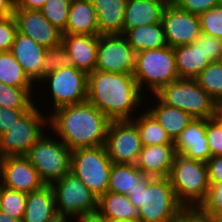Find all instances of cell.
Listing matches in <instances>:
<instances>
[{
	"instance_id": "obj_11",
	"label": "cell",
	"mask_w": 222,
	"mask_h": 222,
	"mask_svg": "<svg viewBox=\"0 0 222 222\" xmlns=\"http://www.w3.org/2000/svg\"><path fill=\"white\" fill-rule=\"evenodd\" d=\"M49 83L52 94V111L66 105L87 101L88 73L73 67L60 68L46 74L41 82Z\"/></svg>"
},
{
	"instance_id": "obj_24",
	"label": "cell",
	"mask_w": 222,
	"mask_h": 222,
	"mask_svg": "<svg viewBox=\"0 0 222 222\" xmlns=\"http://www.w3.org/2000/svg\"><path fill=\"white\" fill-rule=\"evenodd\" d=\"M62 34L99 35L98 18L91 0H72Z\"/></svg>"
},
{
	"instance_id": "obj_1",
	"label": "cell",
	"mask_w": 222,
	"mask_h": 222,
	"mask_svg": "<svg viewBox=\"0 0 222 222\" xmlns=\"http://www.w3.org/2000/svg\"><path fill=\"white\" fill-rule=\"evenodd\" d=\"M111 120L88 100L57 108L48 115V128L72 151L103 146Z\"/></svg>"
},
{
	"instance_id": "obj_27",
	"label": "cell",
	"mask_w": 222,
	"mask_h": 222,
	"mask_svg": "<svg viewBox=\"0 0 222 222\" xmlns=\"http://www.w3.org/2000/svg\"><path fill=\"white\" fill-rule=\"evenodd\" d=\"M123 35L135 53L166 46L162 22L124 29Z\"/></svg>"
},
{
	"instance_id": "obj_50",
	"label": "cell",
	"mask_w": 222,
	"mask_h": 222,
	"mask_svg": "<svg viewBox=\"0 0 222 222\" xmlns=\"http://www.w3.org/2000/svg\"><path fill=\"white\" fill-rule=\"evenodd\" d=\"M209 222H222V214L207 215Z\"/></svg>"
},
{
	"instance_id": "obj_46",
	"label": "cell",
	"mask_w": 222,
	"mask_h": 222,
	"mask_svg": "<svg viewBox=\"0 0 222 222\" xmlns=\"http://www.w3.org/2000/svg\"><path fill=\"white\" fill-rule=\"evenodd\" d=\"M47 0H15V9L40 10Z\"/></svg>"
},
{
	"instance_id": "obj_29",
	"label": "cell",
	"mask_w": 222,
	"mask_h": 222,
	"mask_svg": "<svg viewBox=\"0 0 222 222\" xmlns=\"http://www.w3.org/2000/svg\"><path fill=\"white\" fill-rule=\"evenodd\" d=\"M144 176L136 164L112 163L107 191L128 195Z\"/></svg>"
},
{
	"instance_id": "obj_17",
	"label": "cell",
	"mask_w": 222,
	"mask_h": 222,
	"mask_svg": "<svg viewBox=\"0 0 222 222\" xmlns=\"http://www.w3.org/2000/svg\"><path fill=\"white\" fill-rule=\"evenodd\" d=\"M176 153L188 159L207 162L211 157L206 135V119L193 118L174 141Z\"/></svg>"
},
{
	"instance_id": "obj_41",
	"label": "cell",
	"mask_w": 222,
	"mask_h": 222,
	"mask_svg": "<svg viewBox=\"0 0 222 222\" xmlns=\"http://www.w3.org/2000/svg\"><path fill=\"white\" fill-rule=\"evenodd\" d=\"M178 8L190 12L192 14L200 15L218 6L222 3V0H170Z\"/></svg>"
},
{
	"instance_id": "obj_36",
	"label": "cell",
	"mask_w": 222,
	"mask_h": 222,
	"mask_svg": "<svg viewBox=\"0 0 222 222\" xmlns=\"http://www.w3.org/2000/svg\"><path fill=\"white\" fill-rule=\"evenodd\" d=\"M72 0H47L40 9L43 16L62 33L65 31Z\"/></svg>"
},
{
	"instance_id": "obj_7",
	"label": "cell",
	"mask_w": 222,
	"mask_h": 222,
	"mask_svg": "<svg viewBox=\"0 0 222 222\" xmlns=\"http://www.w3.org/2000/svg\"><path fill=\"white\" fill-rule=\"evenodd\" d=\"M56 136L43 135L24 155L45 185H51L71 171L72 151Z\"/></svg>"
},
{
	"instance_id": "obj_4",
	"label": "cell",
	"mask_w": 222,
	"mask_h": 222,
	"mask_svg": "<svg viewBox=\"0 0 222 222\" xmlns=\"http://www.w3.org/2000/svg\"><path fill=\"white\" fill-rule=\"evenodd\" d=\"M169 179L176 199L184 208H198L210 186L206 162L179 154L175 157Z\"/></svg>"
},
{
	"instance_id": "obj_5",
	"label": "cell",
	"mask_w": 222,
	"mask_h": 222,
	"mask_svg": "<svg viewBox=\"0 0 222 222\" xmlns=\"http://www.w3.org/2000/svg\"><path fill=\"white\" fill-rule=\"evenodd\" d=\"M133 76L141 91L147 87L153 95L163 86L179 79L174 48L166 45L135 53Z\"/></svg>"
},
{
	"instance_id": "obj_48",
	"label": "cell",
	"mask_w": 222,
	"mask_h": 222,
	"mask_svg": "<svg viewBox=\"0 0 222 222\" xmlns=\"http://www.w3.org/2000/svg\"><path fill=\"white\" fill-rule=\"evenodd\" d=\"M15 0H0V16L14 15Z\"/></svg>"
},
{
	"instance_id": "obj_32",
	"label": "cell",
	"mask_w": 222,
	"mask_h": 222,
	"mask_svg": "<svg viewBox=\"0 0 222 222\" xmlns=\"http://www.w3.org/2000/svg\"><path fill=\"white\" fill-rule=\"evenodd\" d=\"M196 80L220 107L222 105V62H210Z\"/></svg>"
},
{
	"instance_id": "obj_43",
	"label": "cell",
	"mask_w": 222,
	"mask_h": 222,
	"mask_svg": "<svg viewBox=\"0 0 222 222\" xmlns=\"http://www.w3.org/2000/svg\"><path fill=\"white\" fill-rule=\"evenodd\" d=\"M29 109H11L0 107V135L10 127Z\"/></svg>"
},
{
	"instance_id": "obj_26",
	"label": "cell",
	"mask_w": 222,
	"mask_h": 222,
	"mask_svg": "<svg viewBox=\"0 0 222 222\" xmlns=\"http://www.w3.org/2000/svg\"><path fill=\"white\" fill-rule=\"evenodd\" d=\"M146 110L156 119L173 142L193 119L187 112L169 107L158 98L156 104Z\"/></svg>"
},
{
	"instance_id": "obj_22",
	"label": "cell",
	"mask_w": 222,
	"mask_h": 222,
	"mask_svg": "<svg viewBox=\"0 0 222 222\" xmlns=\"http://www.w3.org/2000/svg\"><path fill=\"white\" fill-rule=\"evenodd\" d=\"M58 219L51 185H44L41 189L27 193L22 222H56Z\"/></svg>"
},
{
	"instance_id": "obj_42",
	"label": "cell",
	"mask_w": 222,
	"mask_h": 222,
	"mask_svg": "<svg viewBox=\"0 0 222 222\" xmlns=\"http://www.w3.org/2000/svg\"><path fill=\"white\" fill-rule=\"evenodd\" d=\"M202 52L210 62L221 61L222 39L202 33Z\"/></svg>"
},
{
	"instance_id": "obj_47",
	"label": "cell",
	"mask_w": 222,
	"mask_h": 222,
	"mask_svg": "<svg viewBox=\"0 0 222 222\" xmlns=\"http://www.w3.org/2000/svg\"><path fill=\"white\" fill-rule=\"evenodd\" d=\"M77 218L78 222H110V219L103 216L98 210L83 214Z\"/></svg>"
},
{
	"instance_id": "obj_21",
	"label": "cell",
	"mask_w": 222,
	"mask_h": 222,
	"mask_svg": "<svg viewBox=\"0 0 222 222\" xmlns=\"http://www.w3.org/2000/svg\"><path fill=\"white\" fill-rule=\"evenodd\" d=\"M169 1L128 0L124 13V29L160 23L163 11Z\"/></svg>"
},
{
	"instance_id": "obj_25",
	"label": "cell",
	"mask_w": 222,
	"mask_h": 222,
	"mask_svg": "<svg viewBox=\"0 0 222 222\" xmlns=\"http://www.w3.org/2000/svg\"><path fill=\"white\" fill-rule=\"evenodd\" d=\"M98 18L99 35L123 34L128 0H91Z\"/></svg>"
},
{
	"instance_id": "obj_14",
	"label": "cell",
	"mask_w": 222,
	"mask_h": 222,
	"mask_svg": "<svg viewBox=\"0 0 222 222\" xmlns=\"http://www.w3.org/2000/svg\"><path fill=\"white\" fill-rule=\"evenodd\" d=\"M166 44L172 48L195 42L201 35L199 15L178 8L169 1L162 15Z\"/></svg>"
},
{
	"instance_id": "obj_30",
	"label": "cell",
	"mask_w": 222,
	"mask_h": 222,
	"mask_svg": "<svg viewBox=\"0 0 222 222\" xmlns=\"http://www.w3.org/2000/svg\"><path fill=\"white\" fill-rule=\"evenodd\" d=\"M0 81L18 88H33L34 85L11 51L0 52Z\"/></svg>"
},
{
	"instance_id": "obj_49",
	"label": "cell",
	"mask_w": 222,
	"mask_h": 222,
	"mask_svg": "<svg viewBox=\"0 0 222 222\" xmlns=\"http://www.w3.org/2000/svg\"><path fill=\"white\" fill-rule=\"evenodd\" d=\"M0 222H22L20 219H15L5 212L0 210Z\"/></svg>"
},
{
	"instance_id": "obj_20",
	"label": "cell",
	"mask_w": 222,
	"mask_h": 222,
	"mask_svg": "<svg viewBox=\"0 0 222 222\" xmlns=\"http://www.w3.org/2000/svg\"><path fill=\"white\" fill-rule=\"evenodd\" d=\"M99 35L62 34L61 43L67 49L74 67L93 72L97 63Z\"/></svg>"
},
{
	"instance_id": "obj_34",
	"label": "cell",
	"mask_w": 222,
	"mask_h": 222,
	"mask_svg": "<svg viewBox=\"0 0 222 222\" xmlns=\"http://www.w3.org/2000/svg\"><path fill=\"white\" fill-rule=\"evenodd\" d=\"M27 193L0 186V210L15 219H23Z\"/></svg>"
},
{
	"instance_id": "obj_51",
	"label": "cell",
	"mask_w": 222,
	"mask_h": 222,
	"mask_svg": "<svg viewBox=\"0 0 222 222\" xmlns=\"http://www.w3.org/2000/svg\"><path fill=\"white\" fill-rule=\"evenodd\" d=\"M110 222H140L139 220L110 219Z\"/></svg>"
},
{
	"instance_id": "obj_15",
	"label": "cell",
	"mask_w": 222,
	"mask_h": 222,
	"mask_svg": "<svg viewBox=\"0 0 222 222\" xmlns=\"http://www.w3.org/2000/svg\"><path fill=\"white\" fill-rule=\"evenodd\" d=\"M0 179L2 186L24 193L36 191L45 185L24 155L1 158Z\"/></svg>"
},
{
	"instance_id": "obj_9",
	"label": "cell",
	"mask_w": 222,
	"mask_h": 222,
	"mask_svg": "<svg viewBox=\"0 0 222 222\" xmlns=\"http://www.w3.org/2000/svg\"><path fill=\"white\" fill-rule=\"evenodd\" d=\"M51 186L59 218L76 217L77 219L83 214L97 211V196L72 171L52 183Z\"/></svg>"
},
{
	"instance_id": "obj_28",
	"label": "cell",
	"mask_w": 222,
	"mask_h": 222,
	"mask_svg": "<svg viewBox=\"0 0 222 222\" xmlns=\"http://www.w3.org/2000/svg\"><path fill=\"white\" fill-rule=\"evenodd\" d=\"M97 210L108 219L138 220V210L127 195L106 192L98 198Z\"/></svg>"
},
{
	"instance_id": "obj_18",
	"label": "cell",
	"mask_w": 222,
	"mask_h": 222,
	"mask_svg": "<svg viewBox=\"0 0 222 222\" xmlns=\"http://www.w3.org/2000/svg\"><path fill=\"white\" fill-rule=\"evenodd\" d=\"M174 143L142 146L136 166L150 177H169L176 157Z\"/></svg>"
},
{
	"instance_id": "obj_2",
	"label": "cell",
	"mask_w": 222,
	"mask_h": 222,
	"mask_svg": "<svg viewBox=\"0 0 222 222\" xmlns=\"http://www.w3.org/2000/svg\"><path fill=\"white\" fill-rule=\"evenodd\" d=\"M143 94L133 74L88 73L87 100L111 121L132 120L135 108L144 101Z\"/></svg>"
},
{
	"instance_id": "obj_16",
	"label": "cell",
	"mask_w": 222,
	"mask_h": 222,
	"mask_svg": "<svg viewBox=\"0 0 222 222\" xmlns=\"http://www.w3.org/2000/svg\"><path fill=\"white\" fill-rule=\"evenodd\" d=\"M17 31L32 38L46 49L58 46L62 32L53 26L40 10L14 9Z\"/></svg>"
},
{
	"instance_id": "obj_6",
	"label": "cell",
	"mask_w": 222,
	"mask_h": 222,
	"mask_svg": "<svg viewBox=\"0 0 222 222\" xmlns=\"http://www.w3.org/2000/svg\"><path fill=\"white\" fill-rule=\"evenodd\" d=\"M153 96L163 104L181 109L196 119H210L219 109L218 104L205 92L196 79L179 78L163 86Z\"/></svg>"
},
{
	"instance_id": "obj_23",
	"label": "cell",
	"mask_w": 222,
	"mask_h": 222,
	"mask_svg": "<svg viewBox=\"0 0 222 222\" xmlns=\"http://www.w3.org/2000/svg\"><path fill=\"white\" fill-rule=\"evenodd\" d=\"M179 78L196 79L210 63L202 52V33L195 42L174 48Z\"/></svg>"
},
{
	"instance_id": "obj_45",
	"label": "cell",
	"mask_w": 222,
	"mask_h": 222,
	"mask_svg": "<svg viewBox=\"0 0 222 222\" xmlns=\"http://www.w3.org/2000/svg\"><path fill=\"white\" fill-rule=\"evenodd\" d=\"M175 222H209V219L198 208H184Z\"/></svg>"
},
{
	"instance_id": "obj_12",
	"label": "cell",
	"mask_w": 222,
	"mask_h": 222,
	"mask_svg": "<svg viewBox=\"0 0 222 222\" xmlns=\"http://www.w3.org/2000/svg\"><path fill=\"white\" fill-rule=\"evenodd\" d=\"M105 147L112 163L136 164L142 149L137 126L131 120L111 121Z\"/></svg>"
},
{
	"instance_id": "obj_10",
	"label": "cell",
	"mask_w": 222,
	"mask_h": 222,
	"mask_svg": "<svg viewBox=\"0 0 222 222\" xmlns=\"http://www.w3.org/2000/svg\"><path fill=\"white\" fill-rule=\"evenodd\" d=\"M34 105L8 131L0 135V159L22 156L37 142L48 127V116ZM44 128V130L42 129Z\"/></svg>"
},
{
	"instance_id": "obj_3",
	"label": "cell",
	"mask_w": 222,
	"mask_h": 222,
	"mask_svg": "<svg viewBox=\"0 0 222 222\" xmlns=\"http://www.w3.org/2000/svg\"><path fill=\"white\" fill-rule=\"evenodd\" d=\"M140 222H175L184 207L178 202L169 177L145 175L127 195Z\"/></svg>"
},
{
	"instance_id": "obj_33",
	"label": "cell",
	"mask_w": 222,
	"mask_h": 222,
	"mask_svg": "<svg viewBox=\"0 0 222 222\" xmlns=\"http://www.w3.org/2000/svg\"><path fill=\"white\" fill-rule=\"evenodd\" d=\"M32 91V88L13 87L0 81V107L30 109L35 105Z\"/></svg>"
},
{
	"instance_id": "obj_38",
	"label": "cell",
	"mask_w": 222,
	"mask_h": 222,
	"mask_svg": "<svg viewBox=\"0 0 222 222\" xmlns=\"http://www.w3.org/2000/svg\"><path fill=\"white\" fill-rule=\"evenodd\" d=\"M201 33L222 39V3L199 15Z\"/></svg>"
},
{
	"instance_id": "obj_31",
	"label": "cell",
	"mask_w": 222,
	"mask_h": 222,
	"mask_svg": "<svg viewBox=\"0 0 222 222\" xmlns=\"http://www.w3.org/2000/svg\"><path fill=\"white\" fill-rule=\"evenodd\" d=\"M142 113L131 120L138 128L142 146L174 143L148 111Z\"/></svg>"
},
{
	"instance_id": "obj_13",
	"label": "cell",
	"mask_w": 222,
	"mask_h": 222,
	"mask_svg": "<svg viewBox=\"0 0 222 222\" xmlns=\"http://www.w3.org/2000/svg\"><path fill=\"white\" fill-rule=\"evenodd\" d=\"M95 70L133 74L135 52L123 34L99 35Z\"/></svg>"
},
{
	"instance_id": "obj_35",
	"label": "cell",
	"mask_w": 222,
	"mask_h": 222,
	"mask_svg": "<svg viewBox=\"0 0 222 222\" xmlns=\"http://www.w3.org/2000/svg\"><path fill=\"white\" fill-rule=\"evenodd\" d=\"M73 66V60L62 43L58 46L48 48L44 54L41 67V80L50 72L59 70L60 68H70Z\"/></svg>"
},
{
	"instance_id": "obj_37",
	"label": "cell",
	"mask_w": 222,
	"mask_h": 222,
	"mask_svg": "<svg viewBox=\"0 0 222 222\" xmlns=\"http://www.w3.org/2000/svg\"><path fill=\"white\" fill-rule=\"evenodd\" d=\"M206 135L211 157L222 155V110L220 108L212 118L206 119Z\"/></svg>"
},
{
	"instance_id": "obj_52",
	"label": "cell",
	"mask_w": 222,
	"mask_h": 222,
	"mask_svg": "<svg viewBox=\"0 0 222 222\" xmlns=\"http://www.w3.org/2000/svg\"><path fill=\"white\" fill-rule=\"evenodd\" d=\"M70 219H63V218H60L58 219L56 222H68ZM71 222V221H69Z\"/></svg>"
},
{
	"instance_id": "obj_39",
	"label": "cell",
	"mask_w": 222,
	"mask_h": 222,
	"mask_svg": "<svg viewBox=\"0 0 222 222\" xmlns=\"http://www.w3.org/2000/svg\"><path fill=\"white\" fill-rule=\"evenodd\" d=\"M198 209L206 215L222 214V182L210 183L207 195Z\"/></svg>"
},
{
	"instance_id": "obj_40",
	"label": "cell",
	"mask_w": 222,
	"mask_h": 222,
	"mask_svg": "<svg viewBox=\"0 0 222 222\" xmlns=\"http://www.w3.org/2000/svg\"><path fill=\"white\" fill-rule=\"evenodd\" d=\"M17 33L14 15L0 16V52L10 51Z\"/></svg>"
},
{
	"instance_id": "obj_44",
	"label": "cell",
	"mask_w": 222,
	"mask_h": 222,
	"mask_svg": "<svg viewBox=\"0 0 222 222\" xmlns=\"http://www.w3.org/2000/svg\"><path fill=\"white\" fill-rule=\"evenodd\" d=\"M206 165L209 183L222 182V155L210 157Z\"/></svg>"
},
{
	"instance_id": "obj_8",
	"label": "cell",
	"mask_w": 222,
	"mask_h": 222,
	"mask_svg": "<svg viewBox=\"0 0 222 222\" xmlns=\"http://www.w3.org/2000/svg\"><path fill=\"white\" fill-rule=\"evenodd\" d=\"M111 167L105 145L72 150L71 171L97 198L107 192Z\"/></svg>"
},
{
	"instance_id": "obj_19",
	"label": "cell",
	"mask_w": 222,
	"mask_h": 222,
	"mask_svg": "<svg viewBox=\"0 0 222 222\" xmlns=\"http://www.w3.org/2000/svg\"><path fill=\"white\" fill-rule=\"evenodd\" d=\"M26 75L35 84L41 82V67L46 48L17 31L10 50Z\"/></svg>"
}]
</instances>
